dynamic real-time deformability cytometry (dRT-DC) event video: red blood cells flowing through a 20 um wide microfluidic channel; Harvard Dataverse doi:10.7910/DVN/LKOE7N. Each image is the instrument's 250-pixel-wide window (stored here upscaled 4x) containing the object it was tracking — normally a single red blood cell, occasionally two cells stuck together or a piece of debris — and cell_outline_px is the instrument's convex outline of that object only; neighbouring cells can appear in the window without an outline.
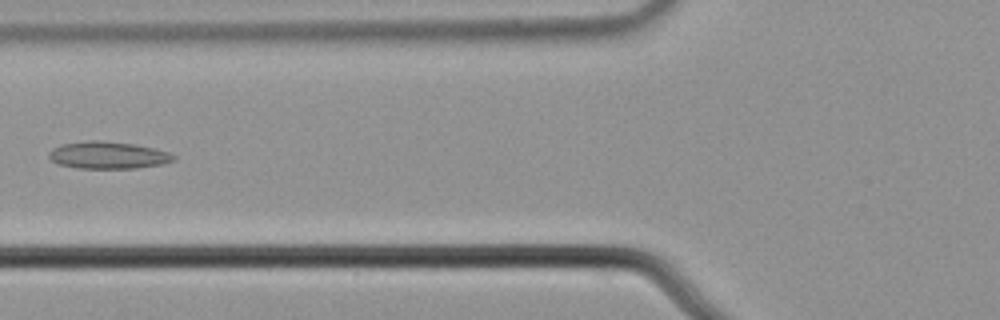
{"species": "common noctule bat (a hibernating species)", "species_latin": "Nyctalus noctula", "temperature_condition": "cold", "stored_images_in_passage": 6, "camera_frame_rate_fps": 3000, "um_per_image_px": 0.085, "animal": {"sex": "male", "body_mass_g": 21.5, "forearm_length_mm": 52.0}, "frame": {"image": 1, "passage_image": 6, "time_ms": 1.667, "image_size_px": [1000, 320], "cell_outline_px": [[176, 160], [164, 164], [136, 168], [76, 168], [56, 164], [48, 156], [48, 152], [52, 148], [60, 144], [88, 140], [100, 140], [136, 144], [168, 152], [176, 156]], "centroid_in_image_um": [9.16, 13.19], "position_along_channel_um": 116.6, "area_um2": 20.0}}